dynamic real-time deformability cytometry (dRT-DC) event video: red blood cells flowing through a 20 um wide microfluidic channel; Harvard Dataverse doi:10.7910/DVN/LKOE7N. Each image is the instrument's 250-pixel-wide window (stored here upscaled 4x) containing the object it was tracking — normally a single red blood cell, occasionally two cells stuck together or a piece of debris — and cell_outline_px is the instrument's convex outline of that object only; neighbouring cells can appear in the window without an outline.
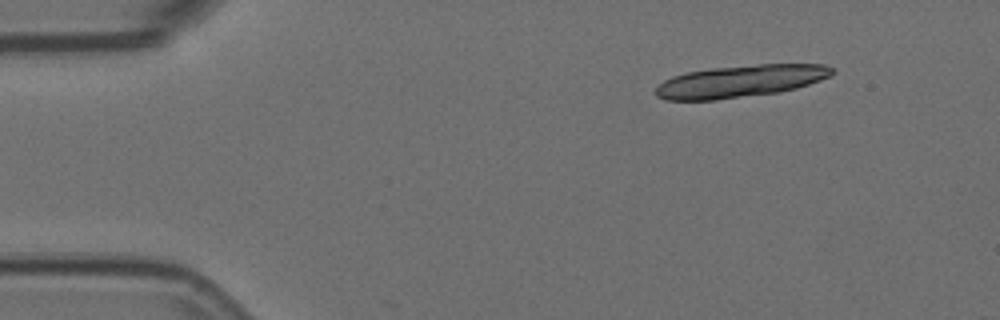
{"species": "Egyptian fruit bat (a non-hibernating species)", "species_latin": "Rousettus aegyptiacus", "temperature_condition": "room temperature", "stored_images_in_passage": 2, "camera_frame_rate_fps": 3000, "um_per_image_px": 0.085, "animal": {"sex": "female"}, "frame": {"image": 1, "passage_image": 1, "time_ms": 0.0, "image_size_px": [1000, 320], "cell_outline_px": [[832, 76], [796, 88], [780, 92], [716, 100], [664, 100], [656, 96], [656, 88], [664, 80], [672, 76], [688, 72], [712, 68], [760, 64], [824, 64], [832, 68]], "centroid_in_image_um": [62.92, 6.91], "position_along_channel_um": 22.1, "area_um2": 33.0}}